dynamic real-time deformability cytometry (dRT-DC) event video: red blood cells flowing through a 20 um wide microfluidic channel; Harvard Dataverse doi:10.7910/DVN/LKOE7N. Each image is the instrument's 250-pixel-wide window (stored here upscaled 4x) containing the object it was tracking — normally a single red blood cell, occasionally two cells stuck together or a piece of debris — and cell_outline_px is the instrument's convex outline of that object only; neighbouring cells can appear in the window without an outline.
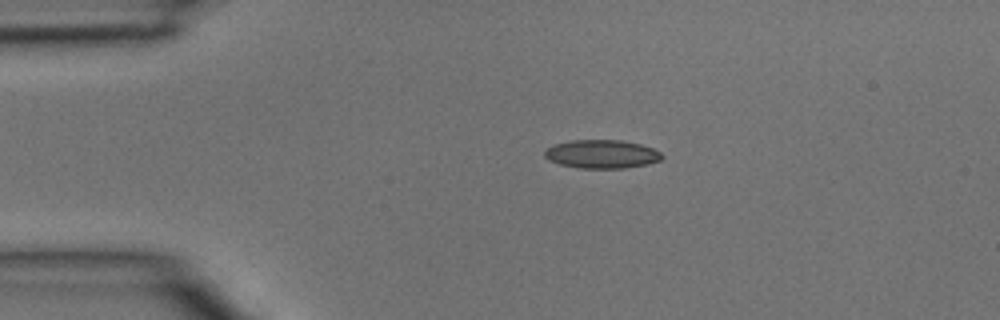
{"species": "common noctule bat (a hibernating species)", "species_latin": "Nyctalus noctula", "temperature_condition": "room temperature", "stored_images_in_passage": 2, "camera_frame_rate_fps": 3000, "um_per_image_px": 0.085, "animal": {"sex": "male", "body_mass_g": 15.6}, "frame": {"image": 1, "passage_image": 1, "time_ms": 0.0, "image_size_px": [1000, 320], "cell_outline_px": [[664, 156], [660, 160], [644, 164], [624, 168], [580, 168], [560, 164], [548, 160], [544, 156], [544, 152], [548, 148], [556, 144], [572, 140], [620, 140], [640, 144], [652, 148], [660, 152]], "centroid_in_image_um": [51.14, 13.09], "position_along_channel_um": 33.9, "area_um2": 19.25}}